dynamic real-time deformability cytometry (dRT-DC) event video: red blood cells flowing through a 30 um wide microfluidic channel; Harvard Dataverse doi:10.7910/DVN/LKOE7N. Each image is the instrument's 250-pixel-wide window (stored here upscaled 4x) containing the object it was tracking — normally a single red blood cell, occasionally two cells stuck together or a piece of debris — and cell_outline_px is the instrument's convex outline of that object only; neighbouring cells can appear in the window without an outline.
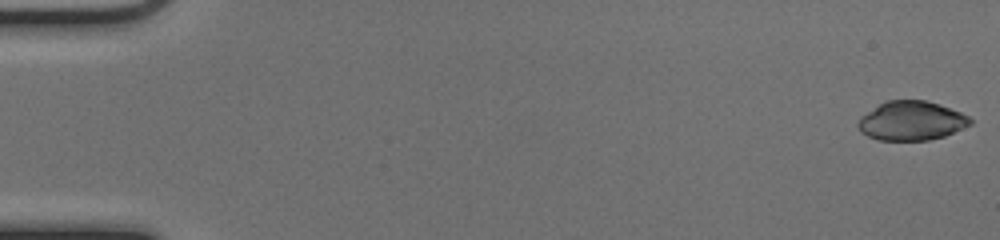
{"species": "common noctule bat (a hibernating species)", "species_latin": "Nyctalus noctula", "temperature_condition": "cold", "stored_images_in_passage": 52, "camera_frame_rate_fps": 3000, "um_per_image_px": 0.085, "animal": {"sex": "female", "body_mass_g": 17.0, "forearm_length_mm": 48.0}, "frame": {"image": 1, "passage_image": 1, "time_ms": 0.0, "image_size_px": [1000, 240], "cell_outline_px": [[972, 124], [944, 136], [928, 140], [880, 140], [868, 136], [860, 132], [856, 124], [860, 116], [884, 100], [924, 100], [940, 104], [960, 112], [968, 116], [972, 120]], "centroid_in_image_um": [77.43, 10.26], "position_along_channel_um": 7.6, "area_um2": 25.72}}
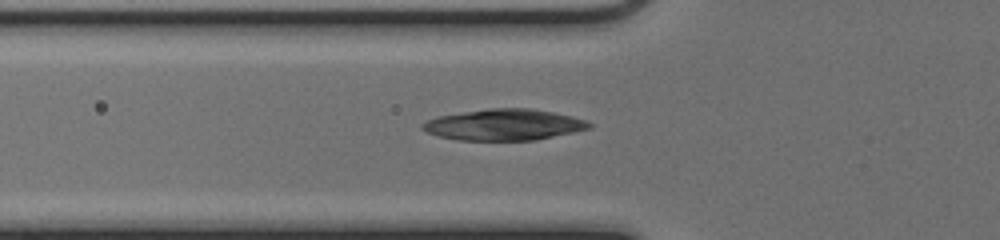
{"frame": {"image": 2, "passage_image": 19, "time_ms": 6.0, "image_size_px": [1000, 240], "cell_outline_px": [[592, 128], [536, 140], [456, 140], [436, 136], [420, 128], [420, 124], [436, 116], [488, 108], [528, 108], [552, 112], [572, 116], [584, 120], [592, 124]], "centroid_in_image_um": [42.8, 10.6], "position_along_channel_um": 83.0, "area_um2": 30.35}}
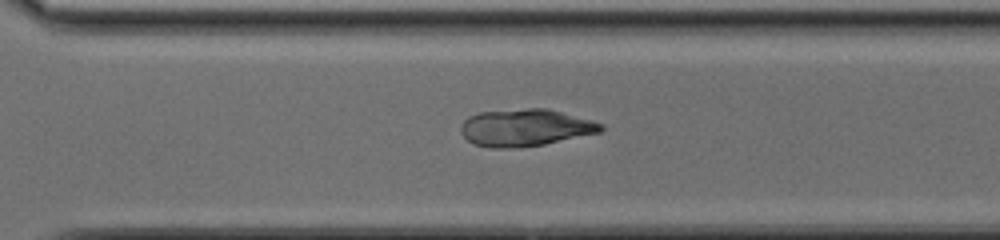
{"frame": {"image": 3, "passage_image": 37, "time_ms": 12.0, "image_size_px": [1000, 240], "cell_outline_px": [[604, 128], [600, 132], [544, 144], [512, 148], [488, 148], [472, 144], [460, 132], [460, 124], [468, 116], [480, 112], [528, 108], [548, 108], [604, 124]], "centroid_in_image_um": [44.6, 10.85], "position_along_channel_um": 326.0, "area_um2": 30.35}}